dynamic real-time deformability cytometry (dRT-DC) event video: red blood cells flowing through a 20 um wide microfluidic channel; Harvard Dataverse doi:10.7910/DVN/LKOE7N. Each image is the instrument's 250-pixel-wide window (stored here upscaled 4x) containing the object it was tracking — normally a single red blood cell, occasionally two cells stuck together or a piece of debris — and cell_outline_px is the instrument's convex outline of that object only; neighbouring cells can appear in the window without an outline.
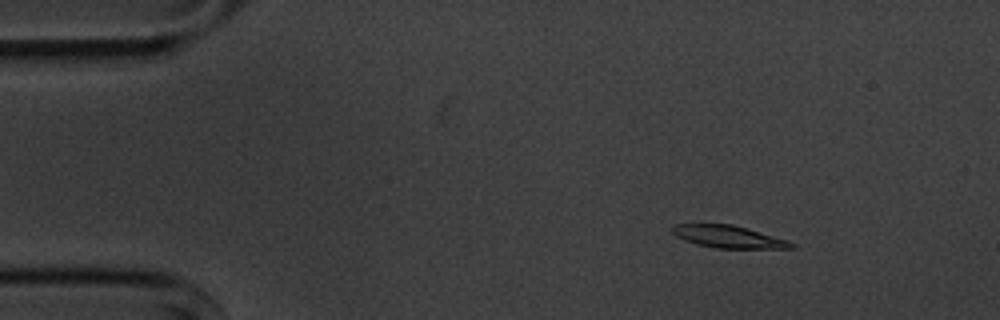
{"species": "common noctule bat (a hibernating species)", "species_latin": "Nyctalus noctula", "temperature_condition": "cold", "stored_images_in_passage": 6, "camera_frame_rate_fps": 3000, "um_per_image_px": 0.085, "animal": {"sex": "male", "body_mass_g": 20.1, "forearm_length_mm": 53.5}, "frame": {"image": 1, "passage_image": 3, "time_ms": 2.333, "image_size_px": [1000, 320], "cell_outline_px": [[796, 248], [716, 248], [696, 244], [684, 240], [676, 236], [672, 232], [672, 224], [732, 224], [788, 240], [796, 244]], "centroid_in_image_um": [61.91, 20.12], "position_along_channel_um": 23.1, "area_um2": 15.43}}
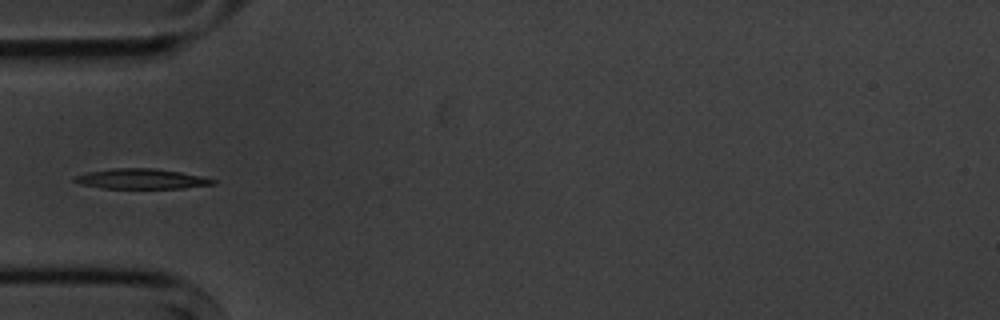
{"frame": {"image": 2, "passage_image": 6, "time_ms": 5.667, "image_size_px": [1000, 320], "cell_outline_px": [[216, 184], [184, 188], [104, 188], [80, 184], [72, 180], [72, 176], [88, 172], [112, 168], [156, 168], [180, 172], [200, 176], [216, 180]], "centroid_in_image_um": [11.99, 15.2], "position_along_channel_um": 73.0, "area_um2": 16.24}}